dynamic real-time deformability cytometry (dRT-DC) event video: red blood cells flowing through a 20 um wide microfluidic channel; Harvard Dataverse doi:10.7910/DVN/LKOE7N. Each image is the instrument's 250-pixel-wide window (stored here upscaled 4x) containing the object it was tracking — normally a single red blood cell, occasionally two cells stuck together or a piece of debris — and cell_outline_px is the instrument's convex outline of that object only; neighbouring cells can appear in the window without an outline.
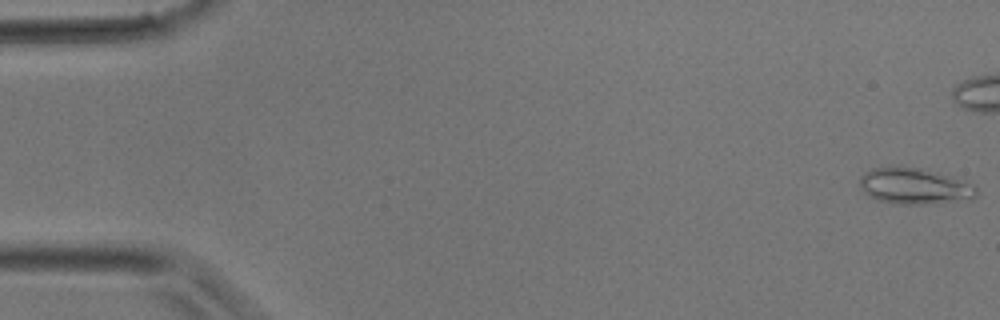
{"species": "common noctule bat (a hibernating species)", "species_latin": "Nyctalus noctula", "temperature_condition": "room temperature", "stored_images_in_passage": 4, "camera_frame_rate_fps": 3000, "um_per_image_px": 0.085, "animal": {"sex": "male", "body_mass_g": 17.9}, "frame": {"image": 1, "passage_image": 1, "time_ms": 0.0, "image_size_px": [1000, 320], "cell_outline_px": [[976, 196], [972, 200], [928, 204], [892, 204], [876, 200], [868, 196], [860, 188], [860, 176], [864, 172], [872, 168], [920, 168], [952, 176], [972, 184], [976, 188]], "centroid_in_image_um": [77.73, 15.86], "position_along_channel_um": 7.3, "area_um2": 24.62}}